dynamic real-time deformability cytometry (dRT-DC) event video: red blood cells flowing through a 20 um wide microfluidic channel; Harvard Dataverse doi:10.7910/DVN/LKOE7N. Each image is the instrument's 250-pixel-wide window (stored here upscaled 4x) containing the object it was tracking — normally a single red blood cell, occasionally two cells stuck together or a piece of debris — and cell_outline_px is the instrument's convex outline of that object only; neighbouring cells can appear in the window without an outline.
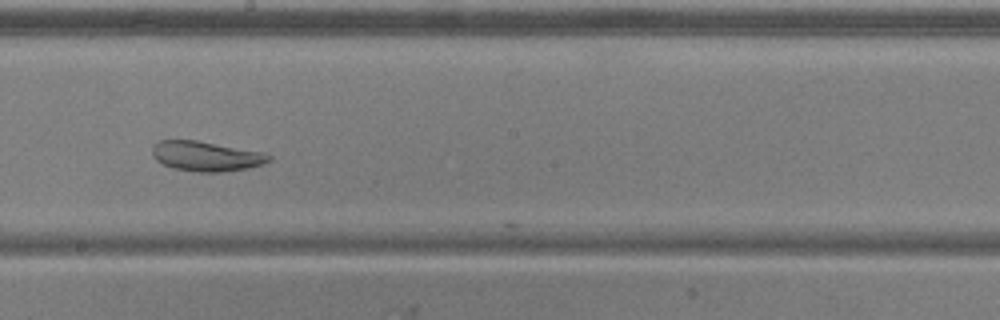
{"species": "common noctule bat (a hibernating species)", "species_latin": "Nyctalus noctula", "temperature_condition": "warm", "stored_images_in_passage": 17, "camera_frame_rate_fps": 3000, "um_per_image_px": 0.085, "animal": {"sex": "male", "body_mass_g": 20.5, "forearm_length_mm": 52.5}, "frame": {"image": 1, "passage_image": 16, "time_ms": 5.0, "image_size_px": [1000, 320], "cell_outline_px": [[272, 160], [264, 164], [244, 168], [220, 172], [196, 172], [172, 168], [156, 160], [152, 156], [152, 148], [160, 140], [196, 140], [264, 152], [272, 156]], "centroid_in_image_um": [17.53, 13.28], "position_along_channel_um": 230.7, "area_um2": 20.29}}